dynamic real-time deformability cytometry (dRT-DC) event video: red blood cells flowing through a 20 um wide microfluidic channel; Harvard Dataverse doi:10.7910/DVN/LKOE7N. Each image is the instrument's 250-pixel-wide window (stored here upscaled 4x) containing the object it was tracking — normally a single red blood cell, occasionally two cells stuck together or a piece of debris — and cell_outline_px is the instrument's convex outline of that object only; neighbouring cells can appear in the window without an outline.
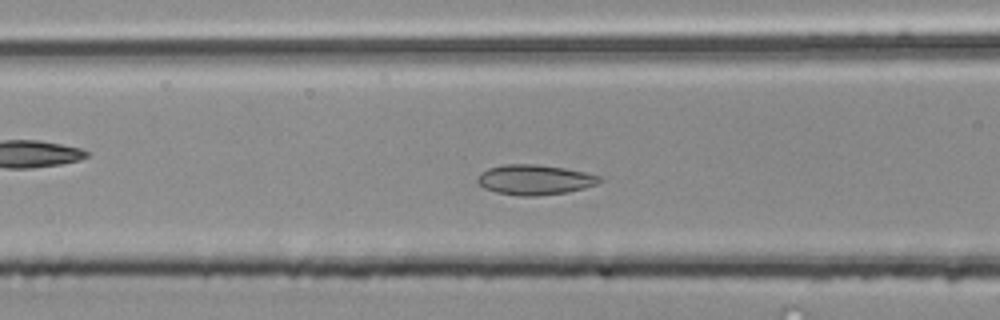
{"species": "common noctule bat (a hibernating species)", "species_latin": "Nyctalus noctula", "temperature_condition": "room temperature", "stored_images_in_passage": 46, "camera_frame_rate_fps": 3000, "um_per_image_px": 0.085, "animal": {"sex": "male", "body_mass_g": 20.4}, "frame": {"image": 1, "passage_image": 15, "time_ms": 4.667, "image_size_px": [1000, 320], "cell_outline_px": [[604, 180], [596, 184], [584, 188], [568, 192], [536, 196], [520, 196], [496, 192], [484, 188], [476, 184], [476, 180], [480, 172], [488, 168], [504, 164], [536, 164], [564, 168], [584, 172], [600, 176]], "centroid_in_image_um": [45.42, 15.28], "position_along_channel_um": 121.2, "area_um2": 21.56}}
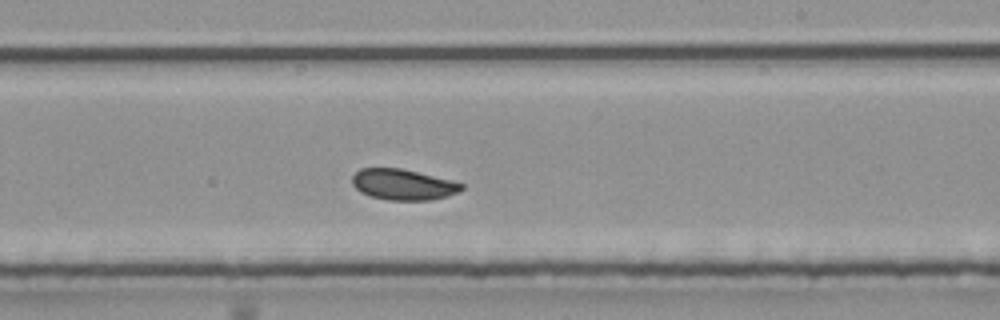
{"frame": {"image": 2, "passage_image": 25, "time_ms": 8.0, "image_size_px": [1000, 320], "cell_outline_px": [[464, 188], [460, 192], [448, 196], [432, 200], [388, 200], [372, 196], [360, 192], [352, 184], [352, 176], [360, 168], [400, 168], [464, 184]], "centroid_in_image_um": [34.25, 15.69], "position_along_channel_um": 254.7, "area_um2": 19.48}}
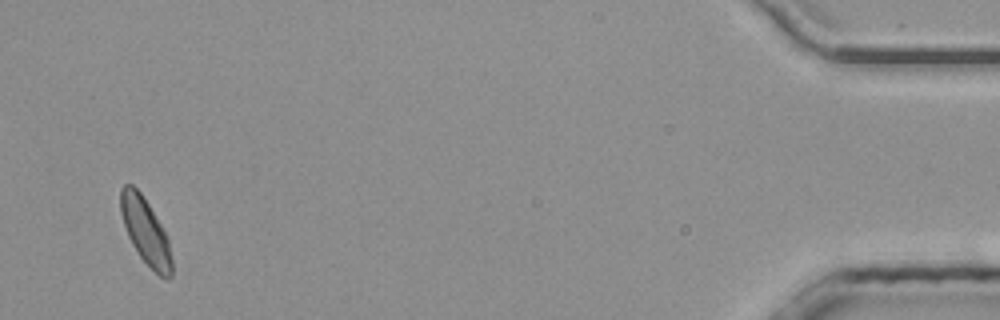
{"frame": {"image": 3, "passage_image": 44, "time_ms": 14.333, "image_size_px": [1000, 320], "cell_outline_px": [[172, 276], [168, 280], [164, 280], [140, 256], [132, 244], [128, 236], [120, 212], [120, 188], [124, 184], [132, 184], [140, 192], [148, 204], [160, 224], [168, 240], [172, 260]], "centroid_in_image_um": [12.36, 19.66], "position_along_channel_um": 422.8, "area_um2": 19.42}, "authors_computed_cell_mechanics": {"area_um2": 20.0566, "velocity_mm_per_s": 4.0232, "shape_relaxation_time_tau1_ms": 3.0637, "shape_relaxation_time_tau2_ms": 2.1433, "deformation_change_tau1": 0.0812, "deformation_change_tau2": 0.0685}}